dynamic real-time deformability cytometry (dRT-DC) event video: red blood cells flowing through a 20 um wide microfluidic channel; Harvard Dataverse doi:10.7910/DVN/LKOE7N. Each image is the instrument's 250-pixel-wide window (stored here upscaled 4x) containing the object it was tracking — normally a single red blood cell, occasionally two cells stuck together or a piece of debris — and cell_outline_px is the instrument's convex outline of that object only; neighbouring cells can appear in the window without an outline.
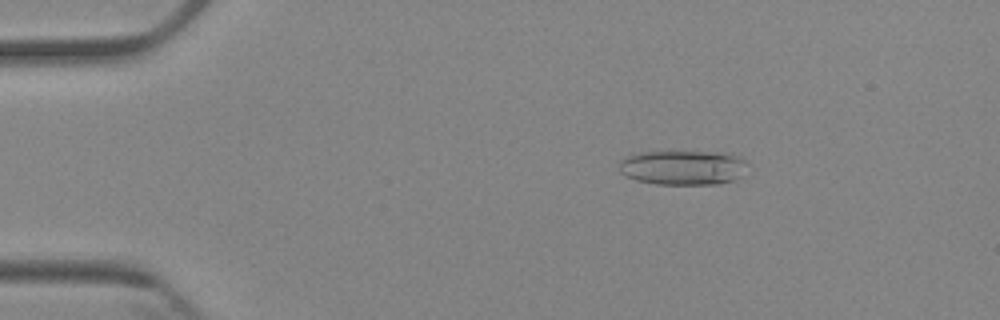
{"species": "Egyptian fruit bat (a non-hibernating species)", "species_latin": "Rousettus aegyptiacus", "temperature_condition": "cold", "stored_images_in_passage": 4, "camera_frame_rate_fps": 3000, "um_per_image_px": 0.085, "animal": {"sex": "female"}, "frame": {"image": 1, "passage_image": 2, "time_ms": 1.333, "image_size_px": [1000, 320], "cell_outline_px": [[748, 160], [740, 176], [736, 180], [720, 184], [656, 184], [636, 180], [620, 172], [620, 160], [628, 156], [640, 152], [728, 152], [740, 156]], "centroid_in_image_um": [58.1, 14.24], "position_along_channel_um": 26.9, "area_um2": 26.01}}